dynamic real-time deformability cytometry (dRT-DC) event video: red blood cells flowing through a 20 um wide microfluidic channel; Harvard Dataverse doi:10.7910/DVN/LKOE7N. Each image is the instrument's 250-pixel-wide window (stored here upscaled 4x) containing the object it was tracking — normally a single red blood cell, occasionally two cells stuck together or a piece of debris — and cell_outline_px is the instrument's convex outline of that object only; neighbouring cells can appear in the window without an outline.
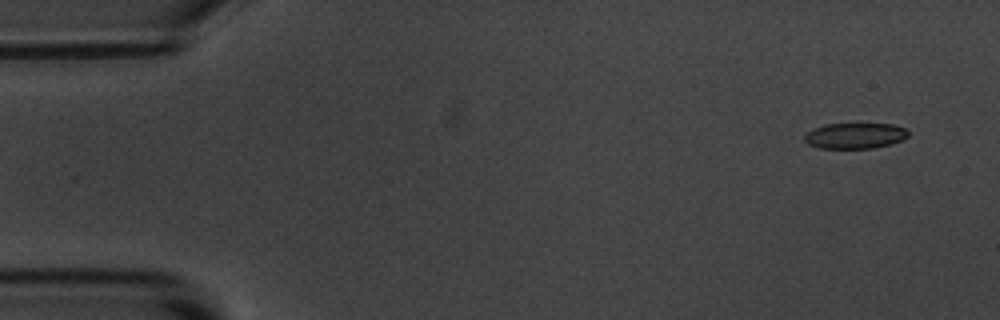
{"species": "common noctule bat (a hibernating species)", "species_latin": "Nyctalus noctula", "temperature_condition": "room temperature", "stored_images_in_passage": 5, "camera_frame_rate_fps": 3000, "um_per_image_px": 0.085, "animal": {"sex": "male", "body_mass_g": 20.1, "forearm_length_mm": 53.5}, "frame": {"image": 1, "passage_image": 1, "time_ms": 0.0, "image_size_px": [1000, 320], "cell_outline_px": [[908, 136], [904, 140], [872, 148], [820, 148], [808, 144], [804, 140], [804, 136], [812, 128], [824, 124], [892, 124], [908, 128]], "centroid_in_image_um": [72.68, 11.53], "position_along_channel_um": 12.3, "area_um2": 15.61}}
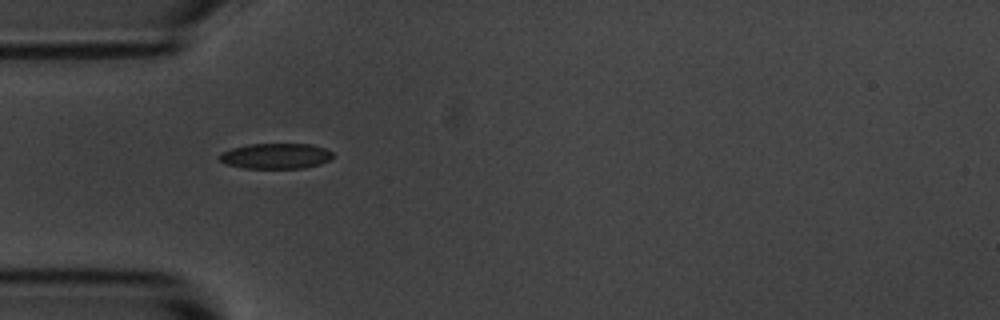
{"frame": {"image": 2, "passage_image": 4, "time_ms": 4.333, "image_size_px": [1000, 320], "cell_outline_px": [[332, 156], [328, 160], [320, 164], [304, 168], [244, 168], [224, 164], [216, 156], [220, 152], [232, 148], [248, 144], [312, 144], [324, 148], [332, 152]], "centroid_in_image_um": [23.38, 13.26], "position_along_channel_um": 61.6, "area_um2": 16.94}}